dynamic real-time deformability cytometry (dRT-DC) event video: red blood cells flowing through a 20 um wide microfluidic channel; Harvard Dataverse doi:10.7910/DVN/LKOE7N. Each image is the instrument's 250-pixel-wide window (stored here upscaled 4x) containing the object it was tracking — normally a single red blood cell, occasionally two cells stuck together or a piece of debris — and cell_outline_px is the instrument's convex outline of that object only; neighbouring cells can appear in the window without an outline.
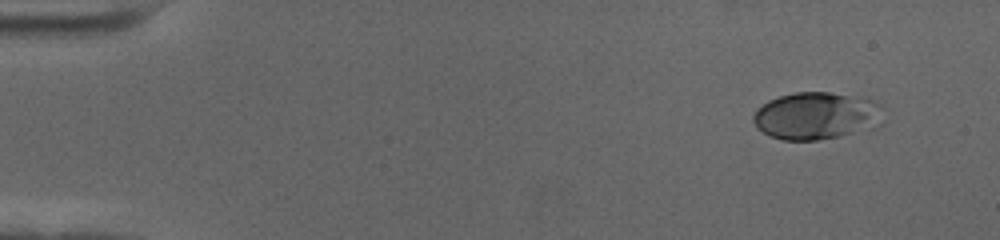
{"species": "human", "species_latin": "Homo sapiens", "temperature_condition": "cold", "stored_images_in_passage": 46, "camera_frame_rate_fps": 3000, "um_per_image_px": 0.085, "donor": {"sex": "female"}, "frame": {"image": 1, "passage_image": 1, "time_ms": 0.0, "image_size_px": [1000, 240], "cell_outline_px": [[884, 104], [852, 132], [840, 136], [816, 140], [784, 140], [772, 136], [756, 128], [752, 120], [752, 116], [756, 108], [768, 100], [780, 96], [796, 92], [828, 92], [868, 96]], "centroid_in_image_um": [69.15, 9.78], "position_along_channel_um": 15.8, "area_um2": 34.39}}
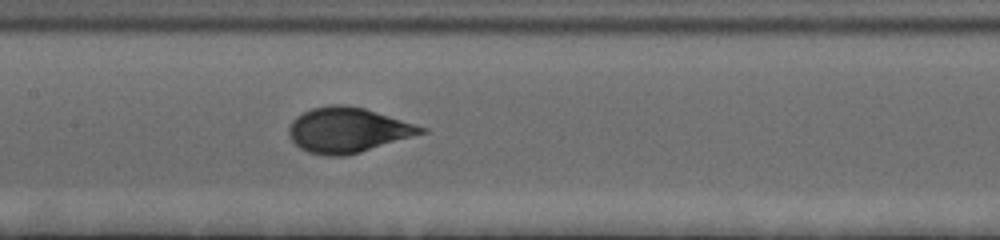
{"frame": {"image": 2, "passage_image": 25, "time_ms": 8.0, "image_size_px": [1000, 240], "cell_outline_px": [[428, 132], [360, 152], [344, 156], [324, 156], [308, 152], [300, 148], [292, 140], [288, 132], [288, 128], [292, 120], [296, 116], [312, 108], [328, 104], [344, 104], [364, 108], [416, 124], [428, 128]], "centroid_in_image_um": [29.56, 11.05], "position_along_channel_um": 177.8, "area_um2": 34.8}}
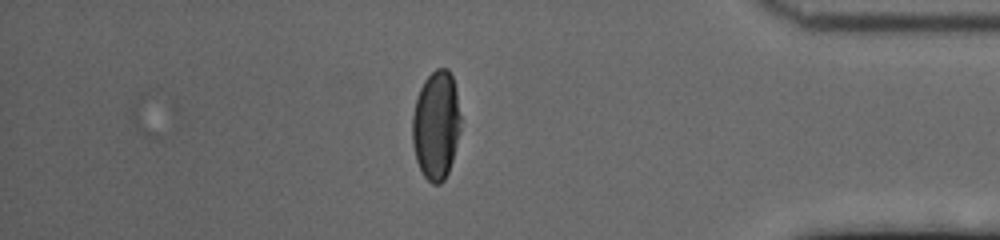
{"frame": {"image": 3, "passage_image": 46, "time_ms": 15.0, "image_size_px": [1000, 240], "cell_outline_px": [[460, 132], [452, 160], [448, 172], [444, 180], [440, 184], [432, 184], [424, 176], [416, 160], [412, 144], [412, 116], [416, 100], [420, 88], [424, 80], [436, 68], [448, 68], [452, 76], [456, 92], [460, 116]], "centroid_in_image_um": [37.06, 10.65], "position_along_channel_um": 398.1, "area_um2": 30.63}, "authors_computed_cell_mechanics": {"area_um2": 34.5355, "velocity_mm_per_s": 3.5382, "shape_relaxation_time_tau1_ms": 4.749, "shape_relaxation_time_tau2_ms": null, "deformation_change_tau1": 0.1882, "deformation_change_tau2": null}}